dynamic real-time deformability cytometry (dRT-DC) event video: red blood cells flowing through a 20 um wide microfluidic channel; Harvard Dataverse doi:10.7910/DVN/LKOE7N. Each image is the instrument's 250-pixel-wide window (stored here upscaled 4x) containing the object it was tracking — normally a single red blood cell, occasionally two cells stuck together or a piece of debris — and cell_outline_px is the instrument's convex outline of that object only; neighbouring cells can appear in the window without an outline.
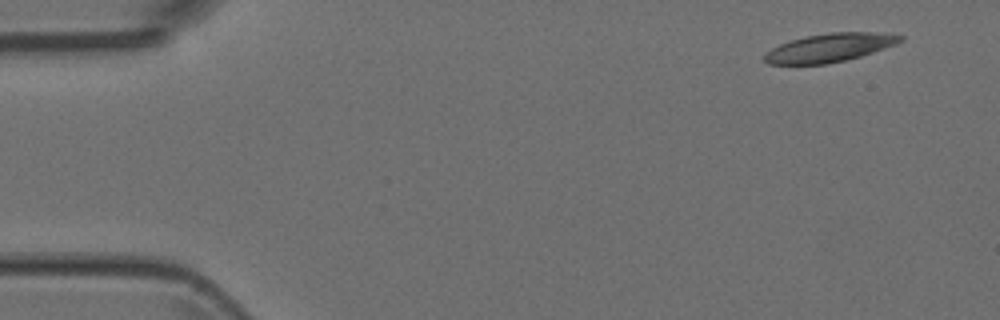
{"species": "Egyptian fruit bat (a non-hibernating species)", "species_latin": "Rousettus aegyptiacus", "temperature_condition": "room temperature", "stored_images_in_passage": 4, "camera_frame_rate_fps": 3000, "um_per_image_px": 0.085, "animal": {"sex": "female"}, "frame": {"image": 1, "passage_image": 1, "time_ms": 0.0, "image_size_px": [1000, 320], "cell_outline_px": [[904, 40], [896, 44], [860, 56], [828, 64], [768, 64], [764, 60], [764, 56], [772, 48], [780, 44], [804, 36], [832, 32], [880, 32], [904, 36]], "centroid_in_image_um": [70.54, 4.04], "position_along_channel_um": 14.5, "area_um2": 22.37}}
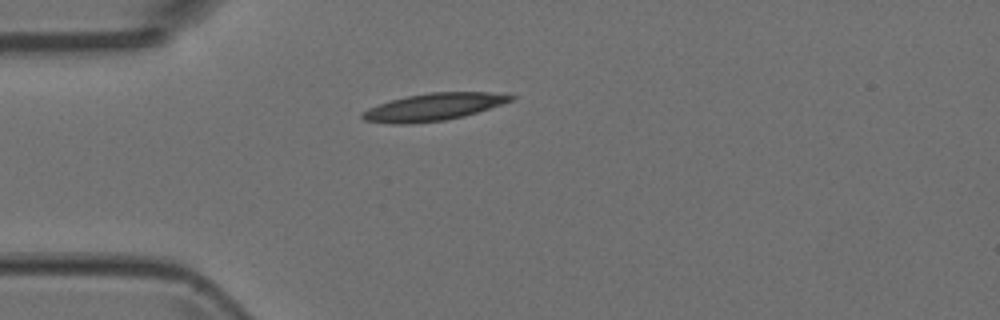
{"frame": {"image": 2, "passage_image": 4, "time_ms": 1.0, "image_size_px": [1000, 320], "cell_outline_px": [[516, 96], [512, 100], [464, 116], [444, 120], [408, 124], [392, 124], [364, 120], [360, 116], [360, 112], [368, 108], [392, 100], [408, 96], [428, 92], [488, 92]], "centroid_in_image_um": [36.78, 9.1], "position_along_channel_um": 48.2, "area_um2": 23.29}}